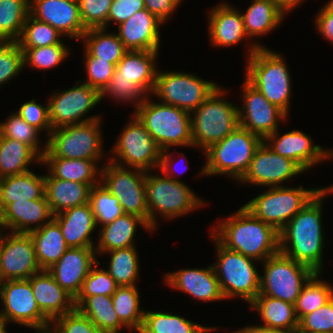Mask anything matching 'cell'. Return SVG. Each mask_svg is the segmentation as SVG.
<instances>
[{"label":"cell","instance_id":"obj_1","mask_svg":"<svg viewBox=\"0 0 333 333\" xmlns=\"http://www.w3.org/2000/svg\"><path fill=\"white\" fill-rule=\"evenodd\" d=\"M331 193L333 185L323 187L279 232L280 252L319 273L324 268L323 201Z\"/></svg>","mask_w":333,"mask_h":333},{"label":"cell","instance_id":"obj_2","mask_svg":"<svg viewBox=\"0 0 333 333\" xmlns=\"http://www.w3.org/2000/svg\"><path fill=\"white\" fill-rule=\"evenodd\" d=\"M224 219L210 233L226 248L259 262L280 251L279 232L243 206Z\"/></svg>","mask_w":333,"mask_h":333},{"label":"cell","instance_id":"obj_3","mask_svg":"<svg viewBox=\"0 0 333 333\" xmlns=\"http://www.w3.org/2000/svg\"><path fill=\"white\" fill-rule=\"evenodd\" d=\"M249 43L246 52L245 79L271 104L289 116L292 84L284 56L260 42Z\"/></svg>","mask_w":333,"mask_h":333},{"label":"cell","instance_id":"obj_4","mask_svg":"<svg viewBox=\"0 0 333 333\" xmlns=\"http://www.w3.org/2000/svg\"><path fill=\"white\" fill-rule=\"evenodd\" d=\"M151 173L152 171H146L145 195L149 211V226L153 232L159 225L158 217L173 220L193 213L207 204L185 182L170 179L162 175V172L160 175Z\"/></svg>","mask_w":333,"mask_h":333},{"label":"cell","instance_id":"obj_5","mask_svg":"<svg viewBox=\"0 0 333 333\" xmlns=\"http://www.w3.org/2000/svg\"><path fill=\"white\" fill-rule=\"evenodd\" d=\"M262 141L259 136L239 126L223 140L203 151L206 163L199 172L200 176L224 175L238 182L248 170Z\"/></svg>","mask_w":333,"mask_h":333},{"label":"cell","instance_id":"obj_6","mask_svg":"<svg viewBox=\"0 0 333 333\" xmlns=\"http://www.w3.org/2000/svg\"><path fill=\"white\" fill-rule=\"evenodd\" d=\"M226 94L219 86L191 113L193 147L201 148V152L240 126L238 106L225 99Z\"/></svg>","mask_w":333,"mask_h":333},{"label":"cell","instance_id":"obj_7","mask_svg":"<svg viewBox=\"0 0 333 333\" xmlns=\"http://www.w3.org/2000/svg\"><path fill=\"white\" fill-rule=\"evenodd\" d=\"M145 101L134 111L160 149L193 147L191 113L162 102Z\"/></svg>","mask_w":333,"mask_h":333},{"label":"cell","instance_id":"obj_8","mask_svg":"<svg viewBox=\"0 0 333 333\" xmlns=\"http://www.w3.org/2000/svg\"><path fill=\"white\" fill-rule=\"evenodd\" d=\"M216 246L213 268L225 300L241 298L250 304L259 294L260 276L256 260L223 246L211 233Z\"/></svg>","mask_w":333,"mask_h":333},{"label":"cell","instance_id":"obj_9","mask_svg":"<svg viewBox=\"0 0 333 333\" xmlns=\"http://www.w3.org/2000/svg\"><path fill=\"white\" fill-rule=\"evenodd\" d=\"M320 188H304L278 186L268 187L243 207L253 216L273 226L280 232L286 224L301 211L321 190Z\"/></svg>","mask_w":333,"mask_h":333},{"label":"cell","instance_id":"obj_10","mask_svg":"<svg viewBox=\"0 0 333 333\" xmlns=\"http://www.w3.org/2000/svg\"><path fill=\"white\" fill-rule=\"evenodd\" d=\"M101 121V119H96L53 129L47 136V150L43 157L104 159Z\"/></svg>","mask_w":333,"mask_h":333},{"label":"cell","instance_id":"obj_11","mask_svg":"<svg viewBox=\"0 0 333 333\" xmlns=\"http://www.w3.org/2000/svg\"><path fill=\"white\" fill-rule=\"evenodd\" d=\"M132 115L110 150L112 156L108 160L123 167L157 171L162 150L139 118Z\"/></svg>","mask_w":333,"mask_h":333},{"label":"cell","instance_id":"obj_12","mask_svg":"<svg viewBox=\"0 0 333 333\" xmlns=\"http://www.w3.org/2000/svg\"><path fill=\"white\" fill-rule=\"evenodd\" d=\"M260 264L264 266L257 296H269L292 304L296 303L302 287L315 273L280 251Z\"/></svg>","mask_w":333,"mask_h":333},{"label":"cell","instance_id":"obj_13","mask_svg":"<svg viewBox=\"0 0 333 333\" xmlns=\"http://www.w3.org/2000/svg\"><path fill=\"white\" fill-rule=\"evenodd\" d=\"M196 75L183 71L160 72L158 69L151 96L192 113L220 86Z\"/></svg>","mask_w":333,"mask_h":333},{"label":"cell","instance_id":"obj_14","mask_svg":"<svg viewBox=\"0 0 333 333\" xmlns=\"http://www.w3.org/2000/svg\"><path fill=\"white\" fill-rule=\"evenodd\" d=\"M106 162L101 167L100 183L118 199L124 213L138 216L149 225L145 195L146 171L123 167L109 160Z\"/></svg>","mask_w":333,"mask_h":333},{"label":"cell","instance_id":"obj_15","mask_svg":"<svg viewBox=\"0 0 333 333\" xmlns=\"http://www.w3.org/2000/svg\"><path fill=\"white\" fill-rule=\"evenodd\" d=\"M0 299L4 307L0 316L7 324L29 327L36 333H48L51 321L39 309L28 279L3 281Z\"/></svg>","mask_w":333,"mask_h":333},{"label":"cell","instance_id":"obj_16","mask_svg":"<svg viewBox=\"0 0 333 333\" xmlns=\"http://www.w3.org/2000/svg\"><path fill=\"white\" fill-rule=\"evenodd\" d=\"M82 81H76V84L71 88L55 91L49 96L47 101L52 130L62 126L101 119L96 114L85 117L101 101L100 92Z\"/></svg>","mask_w":333,"mask_h":333},{"label":"cell","instance_id":"obj_17","mask_svg":"<svg viewBox=\"0 0 333 333\" xmlns=\"http://www.w3.org/2000/svg\"><path fill=\"white\" fill-rule=\"evenodd\" d=\"M303 172L306 171L298 163L276 154L262 141L254 153L248 170L238 183L267 188L284 186V182L292 180Z\"/></svg>","mask_w":333,"mask_h":333},{"label":"cell","instance_id":"obj_18","mask_svg":"<svg viewBox=\"0 0 333 333\" xmlns=\"http://www.w3.org/2000/svg\"><path fill=\"white\" fill-rule=\"evenodd\" d=\"M242 91V108L238 106L240 127L264 140L279 129V123L289 118L280 108L252 86L245 78Z\"/></svg>","mask_w":333,"mask_h":333},{"label":"cell","instance_id":"obj_19","mask_svg":"<svg viewBox=\"0 0 333 333\" xmlns=\"http://www.w3.org/2000/svg\"><path fill=\"white\" fill-rule=\"evenodd\" d=\"M29 233L7 232L0 239V272L3 281L25 280L39 272Z\"/></svg>","mask_w":333,"mask_h":333},{"label":"cell","instance_id":"obj_20","mask_svg":"<svg viewBox=\"0 0 333 333\" xmlns=\"http://www.w3.org/2000/svg\"><path fill=\"white\" fill-rule=\"evenodd\" d=\"M278 130L263 141L276 154L295 161L305 171L333 158V149L325 150L321 145H315L313 139L303 131L291 130L281 136Z\"/></svg>","mask_w":333,"mask_h":333},{"label":"cell","instance_id":"obj_21","mask_svg":"<svg viewBox=\"0 0 333 333\" xmlns=\"http://www.w3.org/2000/svg\"><path fill=\"white\" fill-rule=\"evenodd\" d=\"M30 15L54 27L64 38L81 40L87 31L78 0H30Z\"/></svg>","mask_w":333,"mask_h":333},{"label":"cell","instance_id":"obj_22","mask_svg":"<svg viewBox=\"0 0 333 333\" xmlns=\"http://www.w3.org/2000/svg\"><path fill=\"white\" fill-rule=\"evenodd\" d=\"M97 262L95 248H68L48 271L55 281L75 299L81 291L83 281Z\"/></svg>","mask_w":333,"mask_h":333},{"label":"cell","instance_id":"obj_23","mask_svg":"<svg viewBox=\"0 0 333 333\" xmlns=\"http://www.w3.org/2000/svg\"><path fill=\"white\" fill-rule=\"evenodd\" d=\"M165 285L194 297V300L213 302L225 300L213 265L207 268H187L164 275Z\"/></svg>","mask_w":333,"mask_h":333},{"label":"cell","instance_id":"obj_24","mask_svg":"<svg viewBox=\"0 0 333 333\" xmlns=\"http://www.w3.org/2000/svg\"><path fill=\"white\" fill-rule=\"evenodd\" d=\"M162 24L145 8L118 25L117 34L127 50L159 51Z\"/></svg>","mask_w":333,"mask_h":333},{"label":"cell","instance_id":"obj_25","mask_svg":"<svg viewBox=\"0 0 333 333\" xmlns=\"http://www.w3.org/2000/svg\"><path fill=\"white\" fill-rule=\"evenodd\" d=\"M208 13V36L212 46L229 47L248 38L241 11L229 2L218 3Z\"/></svg>","mask_w":333,"mask_h":333},{"label":"cell","instance_id":"obj_26","mask_svg":"<svg viewBox=\"0 0 333 333\" xmlns=\"http://www.w3.org/2000/svg\"><path fill=\"white\" fill-rule=\"evenodd\" d=\"M28 280L39 309L50 321L75 309L74 298L55 281L48 270H40Z\"/></svg>","mask_w":333,"mask_h":333},{"label":"cell","instance_id":"obj_27","mask_svg":"<svg viewBox=\"0 0 333 333\" xmlns=\"http://www.w3.org/2000/svg\"><path fill=\"white\" fill-rule=\"evenodd\" d=\"M60 226L65 243L69 248H95L92 233L96 230V220L90 203L66 209L53 215Z\"/></svg>","mask_w":333,"mask_h":333},{"label":"cell","instance_id":"obj_28","mask_svg":"<svg viewBox=\"0 0 333 333\" xmlns=\"http://www.w3.org/2000/svg\"><path fill=\"white\" fill-rule=\"evenodd\" d=\"M5 230L30 233L53 219L45 195L41 199L15 201L4 209Z\"/></svg>","mask_w":333,"mask_h":333},{"label":"cell","instance_id":"obj_29","mask_svg":"<svg viewBox=\"0 0 333 333\" xmlns=\"http://www.w3.org/2000/svg\"><path fill=\"white\" fill-rule=\"evenodd\" d=\"M159 51L128 50L118 62L112 77L125 78L136 83L147 95H151L157 77ZM149 93V94H148Z\"/></svg>","mask_w":333,"mask_h":333},{"label":"cell","instance_id":"obj_30","mask_svg":"<svg viewBox=\"0 0 333 333\" xmlns=\"http://www.w3.org/2000/svg\"><path fill=\"white\" fill-rule=\"evenodd\" d=\"M151 233L152 228L140 217L124 213L113 222L100 226L95 246L96 254L105 255V252L135 246V236L138 226Z\"/></svg>","mask_w":333,"mask_h":333},{"label":"cell","instance_id":"obj_31","mask_svg":"<svg viewBox=\"0 0 333 333\" xmlns=\"http://www.w3.org/2000/svg\"><path fill=\"white\" fill-rule=\"evenodd\" d=\"M97 184L54 178L45 174V197L53 215L89 203L90 191Z\"/></svg>","mask_w":333,"mask_h":333},{"label":"cell","instance_id":"obj_32","mask_svg":"<svg viewBox=\"0 0 333 333\" xmlns=\"http://www.w3.org/2000/svg\"><path fill=\"white\" fill-rule=\"evenodd\" d=\"M288 11L277 1L252 0L247 10L241 11L246 35L259 38L280 27Z\"/></svg>","mask_w":333,"mask_h":333},{"label":"cell","instance_id":"obj_33","mask_svg":"<svg viewBox=\"0 0 333 333\" xmlns=\"http://www.w3.org/2000/svg\"><path fill=\"white\" fill-rule=\"evenodd\" d=\"M99 162L101 160L42 157V164L48 167V173L54 178L86 184L100 183L103 165L99 167Z\"/></svg>","mask_w":333,"mask_h":333},{"label":"cell","instance_id":"obj_34","mask_svg":"<svg viewBox=\"0 0 333 333\" xmlns=\"http://www.w3.org/2000/svg\"><path fill=\"white\" fill-rule=\"evenodd\" d=\"M250 308L259 314L261 324L256 325L267 329H297L299 319L295 305L269 296H257Z\"/></svg>","mask_w":333,"mask_h":333},{"label":"cell","instance_id":"obj_35","mask_svg":"<svg viewBox=\"0 0 333 333\" xmlns=\"http://www.w3.org/2000/svg\"><path fill=\"white\" fill-rule=\"evenodd\" d=\"M45 195V174L33 170L0 178V198L4 209L15 201L41 199Z\"/></svg>","mask_w":333,"mask_h":333},{"label":"cell","instance_id":"obj_36","mask_svg":"<svg viewBox=\"0 0 333 333\" xmlns=\"http://www.w3.org/2000/svg\"><path fill=\"white\" fill-rule=\"evenodd\" d=\"M41 270H48L57 263L69 248L64 240L60 226L52 219L37 230L29 233Z\"/></svg>","mask_w":333,"mask_h":333},{"label":"cell","instance_id":"obj_37","mask_svg":"<svg viewBox=\"0 0 333 333\" xmlns=\"http://www.w3.org/2000/svg\"><path fill=\"white\" fill-rule=\"evenodd\" d=\"M34 161L42 164V158L29 145L0 135V178L26 173Z\"/></svg>","mask_w":333,"mask_h":333},{"label":"cell","instance_id":"obj_38","mask_svg":"<svg viewBox=\"0 0 333 333\" xmlns=\"http://www.w3.org/2000/svg\"><path fill=\"white\" fill-rule=\"evenodd\" d=\"M77 309L88 317L101 333H120L122 328L128 329L115 312L111 296L87 297Z\"/></svg>","mask_w":333,"mask_h":333},{"label":"cell","instance_id":"obj_39","mask_svg":"<svg viewBox=\"0 0 333 333\" xmlns=\"http://www.w3.org/2000/svg\"><path fill=\"white\" fill-rule=\"evenodd\" d=\"M92 56L108 60L117 65L128 51L117 33L108 32L106 28H90L83 34L81 42Z\"/></svg>","mask_w":333,"mask_h":333},{"label":"cell","instance_id":"obj_40","mask_svg":"<svg viewBox=\"0 0 333 333\" xmlns=\"http://www.w3.org/2000/svg\"><path fill=\"white\" fill-rule=\"evenodd\" d=\"M210 327L167 311H145L138 333H205Z\"/></svg>","mask_w":333,"mask_h":333},{"label":"cell","instance_id":"obj_41","mask_svg":"<svg viewBox=\"0 0 333 333\" xmlns=\"http://www.w3.org/2000/svg\"><path fill=\"white\" fill-rule=\"evenodd\" d=\"M113 307L120 321L131 332L141 330L145 310L140 308V292L136 286H118L111 296Z\"/></svg>","mask_w":333,"mask_h":333},{"label":"cell","instance_id":"obj_42","mask_svg":"<svg viewBox=\"0 0 333 333\" xmlns=\"http://www.w3.org/2000/svg\"><path fill=\"white\" fill-rule=\"evenodd\" d=\"M111 258L107 272L118 286H136L139 278L140 260L135 246L115 249L105 254Z\"/></svg>","mask_w":333,"mask_h":333},{"label":"cell","instance_id":"obj_43","mask_svg":"<svg viewBox=\"0 0 333 333\" xmlns=\"http://www.w3.org/2000/svg\"><path fill=\"white\" fill-rule=\"evenodd\" d=\"M30 14V0H0V41L16 42Z\"/></svg>","mask_w":333,"mask_h":333},{"label":"cell","instance_id":"obj_44","mask_svg":"<svg viewBox=\"0 0 333 333\" xmlns=\"http://www.w3.org/2000/svg\"><path fill=\"white\" fill-rule=\"evenodd\" d=\"M321 274L323 273L315 272L309 278L294 304L299 321L333 298V286L326 280H322Z\"/></svg>","mask_w":333,"mask_h":333},{"label":"cell","instance_id":"obj_45","mask_svg":"<svg viewBox=\"0 0 333 333\" xmlns=\"http://www.w3.org/2000/svg\"><path fill=\"white\" fill-rule=\"evenodd\" d=\"M63 37L54 27L29 14L16 42L21 49H29L64 43Z\"/></svg>","mask_w":333,"mask_h":333},{"label":"cell","instance_id":"obj_46","mask_svg":"<svg viewBox=\"0 0 333 333\" xmlns=\"http://www.w3.org/2000/svg\"><path fill=\"white\" fill-rule=\"evenodd\" d=\"M5 122H0V135L29 145L41 158L47 150V142L40 144V130L28 124L17 112L10 113Z\"/></svg>","mask_w":333,"mask_h":333},{"label":"cell","instance_id":"obj_47","mask_svg":"<svg viewBox=\"0 0 333 333\" xmlns=\"http://www.w3.org/2000/svg\"><path fill=\"white\" fill-rule=\"evenodd\" d=\"M69 49L65 43L21 49L23 51L24 67L43 71L59 67L70 55Z\"/></svg>","mask_w":333,"mask_h":333},{"label":"cell","instance_id":"obj_48","mask_svg":"<svg viewBox=\"0 0 333 333\" xmlns=\"http://www.w3.org/2000/svg\"><path fill=\"white\" fill-rule=\"evenodd\" d=\"M89 203L94 213L97 226H103L113 222L117 217L124 214L118 199L101 183L91 188Z\"/></svg>","mask_w":333,"mask_h":333},{"label":"cell","instance_id":"obj_49","mask_svg":"<svg viewBox=\"0 0 333 333\" xmlns=\"http://www.w3.org/2000/svg\"><path fill=\"white\" fill-rule=\"evenodd\" d=\"M99 265L98 261L83 281L81 291L74 299L75 308L87 297L95 295L112 296L116 292L118 285L115 280L109 275L106 269L98 268Z\"/></svg>","mask_w":333,"mask_h":333},{"label":"cell","instance_id":"obj_50","mask_svg":"<svg viewBox=\"0 0 333 333\" xmlns=\"http://www.w3.org/2000/svg\"><path fill=\"white\" fill-rule=\"evenodd\" d=\"M108 95L114 100L134 104L135 111L148 96L136 83L118 77H111L110 82L100 92V101Z\"/></svg>","mask_w":333,"mask_h":333},{"label":"cell","instance_id":"obj_51","mask_svg":"<svg viewBox=\"0 0 333 333\" xmlns=\"http://www.w3.org/2000/svg\"><path fill=\"white\" fill-rule=\"evenodd\" d=\"M83 62H85L84 67L87 75V79H85L83 83L101 92L110 82L116 65L110 63L108 60L92 56L85 48Z\"/></svg>","mask_w":333,"mask_h":333},{"label":"cell","instance_id":"obj_52","mask_svg":"<svg viewBox=\"0 0 333 333\" xmlns=\"http://www.w3.org/2000/svg\"><path fill=\"white\" fill-rule=\"evenodd\" d=\"M24 70L23 51L17 42L0 41V86Z\"/></svg>","mask_w":333,"mask_h":333},{"label":"cell","instance_id":"obj_53","mask_svg":"<svg viewBox=\"0 0 333 333\" xmlns=\"http://www.w3.org/2000/svg\"><path fill=\"white\" fill-rule=\"evenodd\" d=\"M48 333H101L77 308L51 321Z\"/></svg>","mask_w":333,"mask_h":333},{"label":"cell","instance_id":"obj_54","mask_svg":"<svg viewBox=\"0 0 333 333\" xmlns=\"http://www.w3.org/2000/svg\"><path fill=\"white\" fill-rule=\"evenodd\" d=\"M81 22L86 29L106 28L112 0H78Z\"/></svg>","mask_w":333,"mask_h":333},{"label":"cell","instance_id":"obj_55","mask_svg":"<svg viewBox=\"0 0 333 333\" xmlns=\"http://www.w3.org/2000/svg\"><path fill=\"white\" fill-rule=\"evenodd\" d=\"M302 331L333 333V298L299 321Z\"/></svg>","mask_w":333,"mask_h":333},{"label":"cell","instance_id":"obj_56","mask_svg":"<svg viewBox=\"0 0 333 333\" xmlns=\"http://www.w3.org/2000/svg\"><path fill=\"white\" fill-rule=\"evenodd\" d=\"M17 113L30 125H33L40 131H45L49 136L52 131L49 122L48 102L45 105L37 103L33 98L30 101L24 102L20 105Z\"/></svg>","mask_w":333,"mask_h":333},{"label":"cell","instance_id":"obj_57","mask_svg":"<svg viewBox=\"0 0 333 333\" xmlns=\"http://www.w3.org/2000/svg\"><path fill=\"white\" fill-rule=\"evenodd\" d=\"M145 9L144 0H112L107 18V28L125 22L139 10Z\"/></svg>","mask_w":333,"mask_h":333},{"label":"cell","instance_id":"obj_58","mask_svg":"<svg viewBox=\"0 0 333 333\" xmlns=\"http://www.w3.org/2000/svg\"><path fill=\"white\" fill-rule=\"evenodd\" d=\"M183 0H144L145 8L164 25Z\"/></svg>","mask_w":333,"mask_h":333},{"label":"cell","instance_id":"obj_59","mask_svg":"<svg viewBox=\"0 0 333 333\" xmlns=\"http://www.w3.org/2000/svg\"><path fill=\"white\" fill-rule=\"evenodd\" d=\"M315 17L314 22L317 32L333 44V12L324 5Z\"/></svg>","mask_w":333,"mask_h":333},{"label":"cell","instance_id":"obj_60","mask_svg":"<svg viewBox=\"0 0 333 333\" xmlns=\"http://www.w3.org/2000/svg\"><path fill=\"white\" fill-rule=\"evenodd\" d=\"M170 149L163 150L161 152V158H160V163L157 171H161L165 176H167L170 179L176 180V181H182L179 178H177L176 175V167H174V162H173V155L170 152ZM186 169V168H185ZM185 170L183 169V172ZM186 172V171H185Z\"/></svg>","mask_w":333,"mask_h":333},{"label":"cell","instance_id":"obj_61","mask_svg":"<svg viewBox=\"0 0 333 333\" xmlns=\"http://www.w3.org/2000/svg\"><path fill=\"white\" fill-rule=\"evenodd\" d=\"M275 1L279 2L288 12L293 11L303 2V0H275Z\"/></svg>","mask_w":333,"mask_h":333},{"label":"cell","instance_id":"obj_62","mask_svg":"<svg viewBox=\"0 0 333 333\" xmlns=\"http://www.w3.org/2000/svg\"><path fill=\"white\" fill-rule=\"evenodd\" d=\"M231 333H265V328H261L256 325H249L243 328H239L234 332L232 331Z\"/></svg>","mask_w":333,"mask_h":333},{"label":"cell","instance_id":"obj_63","mask_svg":"<svg viewBox=\"0 0 333 333\" xmlns=\"http://www.w3.org/2000/svg\"><path fill=\"white\" fill-rule=\"evenodd\" d=\"M296 329H267L265 333H295Z\"/></svg>","mask_w":333,"mask_h":333},{"label":"cell","instance_id":"obj_64","mask_svg":"<svg viewBox=\"0 0 333 333\" xmlns=\"http://www.w3.org/2000/svg\"><path fill=\"white\" fill-rule=\"evenodd\" d=\"M0 226L5 230L4 207L0 198Z\"/></svg>","mask_w":333,"mask_h":333},{"label":"cell","instance_id":"obj_65","mask_svg":"<svg viewBox=\"0 0 333 333\" xmlns=\"http://www.w3.org/2000/svg\"><path fill=\"white\" fill-rule=\"evenodd\" d=\"M0 333H8L7 331V323L0 316Z\"/></svg>","mask_w":333,"mask_h":333},{"label":"cell","instance_id":"obj_66","mask_svg":"<svg viewBox=\"0 0 333 333\" xmlns=\"http://www.w3.org/2000/svg\"><path fill=\"white\" fill-rule=\"evenodd\" d=\"M333 12V0L325 4Z\"/></svg>","mask_w":333,"mask_h":333},{"label":"cell","instance_id":"obj_67","mask_svg":"<svg viewBox=\"0 0 333 333\" xmlns=\"http://www.w3.org/2000/svg\"><path fill=\"white\" fill-rule=\"evenodd\" d=\"M295 333H322V332H309V331H302L299 328L296 329Z\"/></svg>","mask_w":333,"mask_h":333},{"label":"cell","instance_id":"obj_68","mask_svg":"<svg viewBox=\"0 0 333 333\" xmlns=\"http://www.w3.org/2000/svg\"><path fill=\"white\" fill-rule=\"evenodd\" d=\"M218 329V327H210L205 333H208L209 331H215Z\"/></svg>","mask_w":333,"mask_h":333},{"label":"cell","instance_id":"obj_69","mask_svg":"<svg viewBox=\"0 0 333 333\" xmlns=\"http://www.w3.org/2000/svg\"><path fill=\"white\" fill-rule=\"evenodd\" d=\"M2 231H4V229L0 226V239H1L2 235H3V234H2V233H3Z\"/></svg>","mask_w":333,"mask_h":333},{"label":"cell","instance_id":"obj_70","mask_svg":"<svg viewBox=\"0 0 333 333\" xmlns=\"http://www.w3.org/2000/svg\"><path fill=\"white\" fill-rule=\"evenodd\" d=\"M3 280H2V277H1V272H0V285L2 284Z\"/></svg>","mask_w":333,"mask_h":333}]
</instances>
